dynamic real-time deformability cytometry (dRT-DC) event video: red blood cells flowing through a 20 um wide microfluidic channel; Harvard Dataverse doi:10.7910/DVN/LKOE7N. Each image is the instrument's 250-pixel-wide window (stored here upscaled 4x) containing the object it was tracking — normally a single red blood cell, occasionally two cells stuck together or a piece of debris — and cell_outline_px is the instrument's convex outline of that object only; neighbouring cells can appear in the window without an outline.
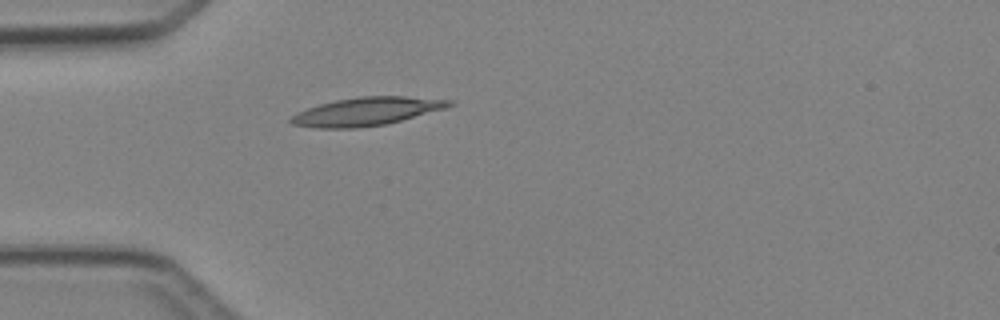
{"species": "Egyptian fruit bat (a non-hibernating species)", "species_latin": "Rousettus aegyptiacus", "temperature_condition": "cold", "stored_images_in_passage": 1, "camera_frame_rate_fps": 3000, "um_per_image_px": 0.085, "animal": {"sex": "female"}, "frame": {"image": 1, "passage_image": 1, "time_ms": 0.0, "image_size_px": [1000, 320], "cell_outline_px": [[456, 104], [444, 108], [388, 124], [356, 128], [316, 128], [292, 124], [288, 120], [296, 112], [320, 104], [336, 100], [356, 96], [404, 96], [452, 100]], "centroid_in_image_um": [31.14, 9.47], "position_along_channel_um": 53.9, "area_um2": 26.01}}